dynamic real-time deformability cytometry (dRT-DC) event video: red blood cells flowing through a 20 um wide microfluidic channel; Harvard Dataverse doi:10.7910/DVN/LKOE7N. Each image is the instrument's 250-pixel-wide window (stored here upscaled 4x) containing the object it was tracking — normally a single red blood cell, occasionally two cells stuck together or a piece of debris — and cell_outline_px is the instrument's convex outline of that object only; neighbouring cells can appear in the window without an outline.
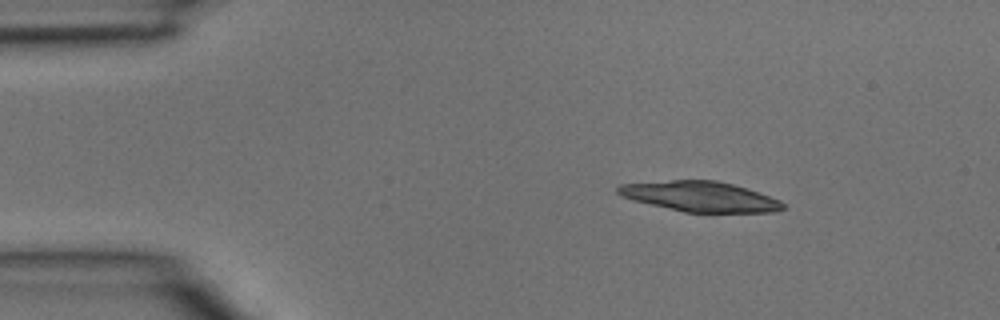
{"species": "common noctule bat (a hibernating species)", "species_latin": "Nyctalus noctula", "temperature_condition": "room temperature", "stored_images_in_passage": 2, "camera_frame_rate_fps": 3000, "um_per_image_px": 0.085, "animal": {"sex": "male", "body_mass_g": 15.6}, "frame": {"image": 1, "passage_image": 1, "time_ms": 0.0, "image_size_px": [1000, 320], "cell_outline_px": [[784, 208], [772, 212], [684, 212], [632, 200], [620, 196], [616, 192], [616, 188], [620, 184], [672, 180], [716, 180], [732, 184], [780, 200], [784, 204]], "centroid_in_image_um": [59.44, 16.7], "position_along_channel_um": 25.6, "area_um2": 28.73}}